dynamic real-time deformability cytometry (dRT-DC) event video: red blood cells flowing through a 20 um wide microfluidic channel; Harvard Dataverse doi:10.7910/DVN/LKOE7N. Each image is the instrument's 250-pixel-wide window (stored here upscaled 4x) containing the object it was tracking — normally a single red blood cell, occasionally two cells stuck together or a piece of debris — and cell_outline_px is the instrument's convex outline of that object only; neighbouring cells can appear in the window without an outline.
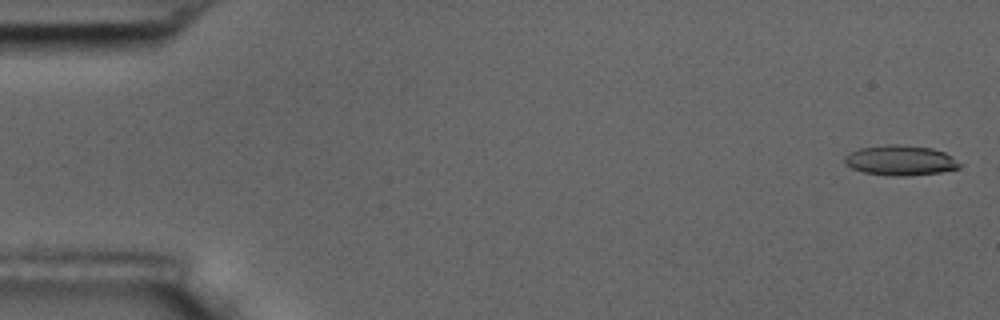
{"species": "common noctule bat (a hibernating species)", "species_latin": "Nyctalus noctula", "temperature_condition": "room temperature", "stored_images_in_passage": 9, "camera_frame_rate_fps": 3000, "um_per_image_px": 0.085, "animal": {"sex": "male", "body_mass_g": 17.5, "forearm_length_mm": 52.3}, "frame": {"image": 1, "passage_image": 1, "time_ms": 0.0, "image_size_px": [1000, 320], "cell_outline_px": [[960, 168], [940, 172], [908, 176], [892, 176], [864, 172], [852, 168], [844, 164], [844, 156], [860, 148], [884, 144], [896, 144], [932, 148], [944, 152], [952, 156], [960, 164]], "centroid_in_image_um": [76.52, 13.63], "position_along_channel_um": 8.5, "area_um2": 20.17}}
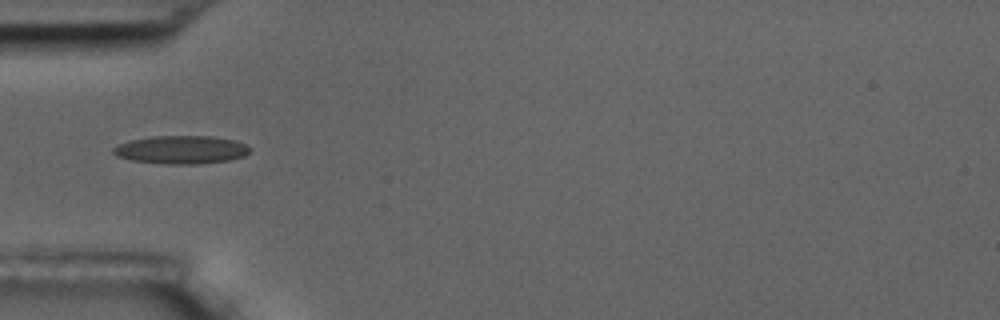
{"frame": {"image": 2, "passage_image": 6, "time_ms": 5.667, "image_size_px": [1000, 320], "cell_outline_px": [[252, 148], [244, 156], [228, 160], [196, 164], [164, 164], [132, 160], [116, 156], [112, 152], [112, 148], [128, 140], [152, 136], [212, 136], [232, 140], [244, 144]], "centroid_in_image_um": [15.37, 12.72], "position_along_channel_um": 69.6, "area_um2": 22.37}}
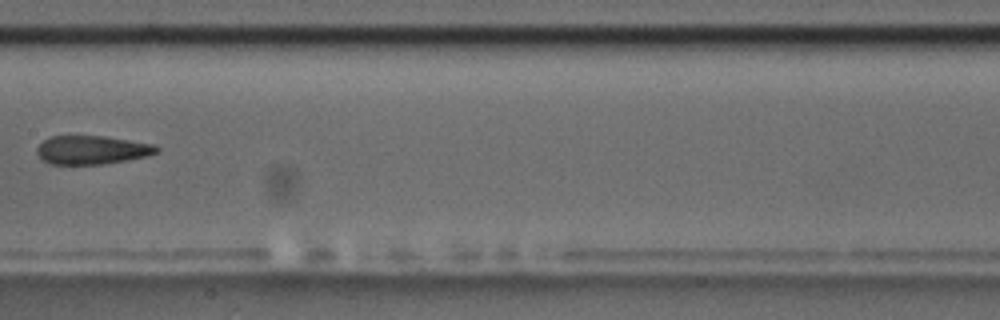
{"frame": {"image": 3, "passage_image": 9, "time_ms": 9.333, "image_size_px": [1000, 320], "cell_outline_px": [[160, 148], [156, 152], [148, 156], [128, 160], [100, 164], [48, 164], [36, 152], [36, 148], [44, 140], [52, 136], [104, 136], [152, 144]], "centroid_in_image_um": [7.8, 12.75], "position_along_channel_um": 199.6, "area_um2": 19.77}}